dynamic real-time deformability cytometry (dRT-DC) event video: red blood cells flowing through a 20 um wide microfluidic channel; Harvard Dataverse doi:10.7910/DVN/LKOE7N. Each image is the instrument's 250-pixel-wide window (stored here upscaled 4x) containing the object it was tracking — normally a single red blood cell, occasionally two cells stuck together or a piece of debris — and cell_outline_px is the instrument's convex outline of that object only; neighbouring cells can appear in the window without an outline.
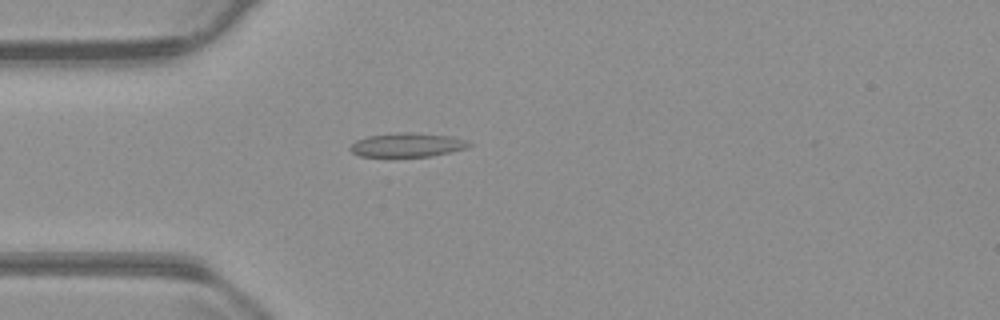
{"species": "common noctule bat (a hibernating species)", "species_latin": "Nyctalus noctula", "temperature_condition": "warm", "stored_images_in_passage": 46, "camera_frame_rate_fps": 3000, "um_per_image_px": 0.085, "animal": {"sex": "male", "body_mass_g": 23.1, "forearm_length_mm": 52.7}, "frame": {"image": 1, "passage_image": 6, "time_ms": 1.667, "image_size_px": [1000, 320], "cell_outline_px": [[472, 144], [464, 148], [452, 152], [432, 156], [396, 160], [360, 156], [352, 152], [348, 148], [356, 140], [368, 136], [396, 132], [412, 132], [452, 136], [468, 140]], "centroid_in_image_um": [34.58, 12.37], "position_along_channel_um": 50.4, "area_um2": 17.69}}
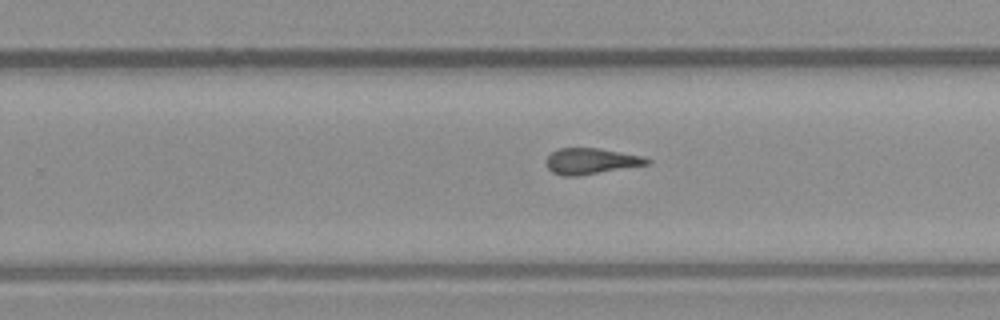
{"frame": {"image": 2, "passage_image": 25, "time_ms": 8.0, "image_size_px": [1000, 320], "cell_outline_px": [[652, 164], [576, 176], [564, 176], [552, 172], [548, 168], [544, 160], [552, 152], [560, 148], [596, 148], [644, 156], [652, 160]], "centroid_in_image_um": [50.26, 13.7], "position_along_channel_um": 279.5, "area_um2": 15.32}}
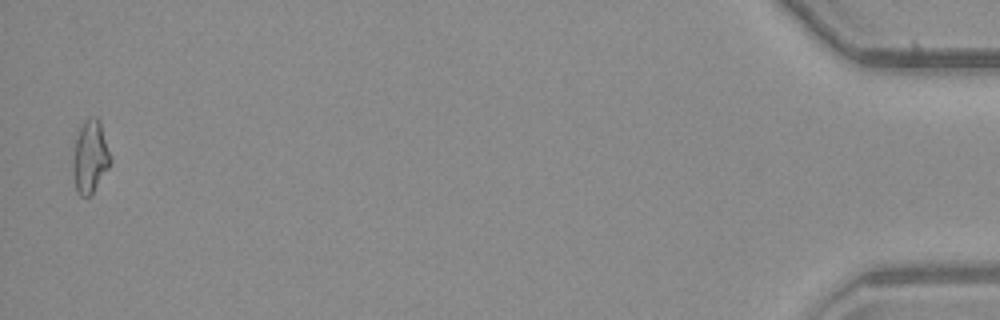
{"frame": {"image": 3, "passage_image": 45, "time_ms": 14.667, "image_size_px": [1000, 320], "cell_outline_px": [[112, 160], [108, 168], [92, 196], [80, 196], [76, 192], [72, 176], [72, 160], [76, 140], [80, 128], [84, 120], [92, 116], [96, 116], [100, 120], [112, 156]], "centroid_in_image_um": [7.67, 13.35], "position_along_channel_um": 427.5, "area_um2": 16.36}, "authors_computed_cell_mechanics": {"area_um2": 15.6638, "velocity_mm_per_s": 3.7424, "shape_relaxation_time_tau1_ms": null, "shape_relaxation_time_tau2_ms": 4.1026, "deformation_change_tau1": null, "deformation_change_tau2": 0.0871}}